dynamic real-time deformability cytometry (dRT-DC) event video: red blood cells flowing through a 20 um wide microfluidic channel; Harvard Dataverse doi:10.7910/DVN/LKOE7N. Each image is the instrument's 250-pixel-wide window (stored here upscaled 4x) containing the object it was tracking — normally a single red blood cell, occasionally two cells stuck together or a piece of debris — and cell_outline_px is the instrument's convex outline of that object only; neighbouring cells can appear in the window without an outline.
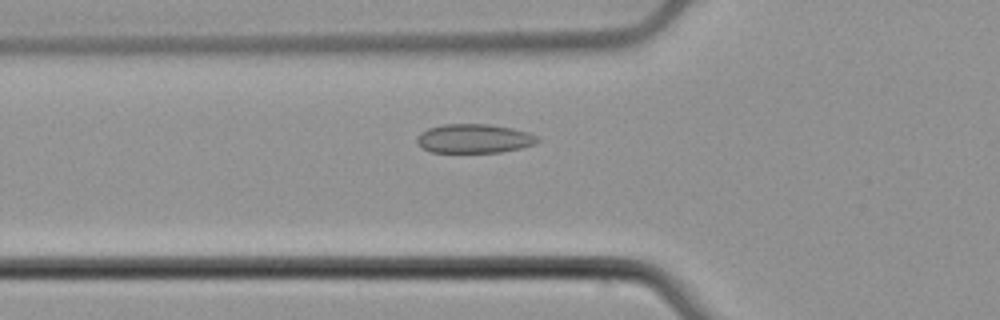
{"species": "common noctule bat (a hibernating species)", "species_latin": "Nyctalus noctula", "temperature_condition": "cold", "stored_images_in_passage": 37, "camera_frame_rate_fps": 3000, "um_per_image_px": 0.085, "animal": {"sex": "male", "body_mass_g": 21.5, "forearm_length_mm": 52.0}, "frame": {"image": 1, "passage_image": 3, "time_ms": 0.667, "image_size_px": [1000, 320], "cell_outline_px": [[540, 140], [536, 144], [520, 148], [500, 152], [432, 152], [424, 148], [416, 140], [420, 132], [428, 128], [444, 124], [492, 124], [512, 128], [528, 132], [536, 136]], "centroid_in_image_um": [40.32, 11.77], "position_along_channel_um": 85.5, "area_um2": 20.35}}
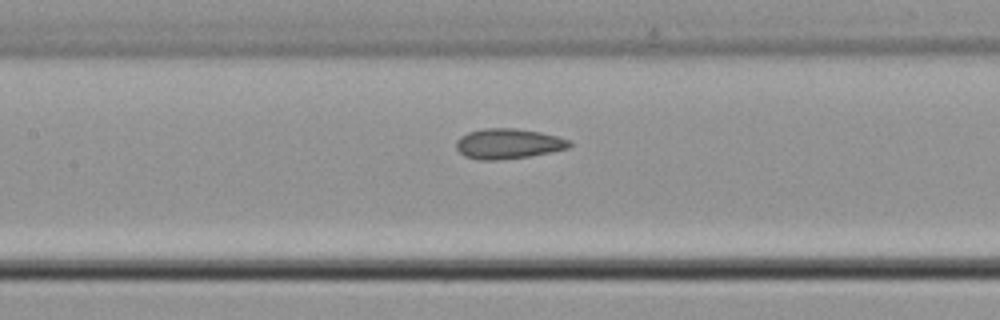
{"frame": {"image": 2, "passage_image": 9, "time_ms": 2.667, "image_size_px": [1000, 320], "cell_outline_px": [[572, 144], [568, 148], [552, 152], [532, 156], [496, 160], [480, 160], [464, 156], [456, 148], [456, 140], [460, 136], [468, 132], [484, 128], [516, 128], [540, 132], [572, 140]], "centroid_in_image_um": [43.2, 12.21], "position_along_channel_um": 164.2, "area_um2": 20.11}}
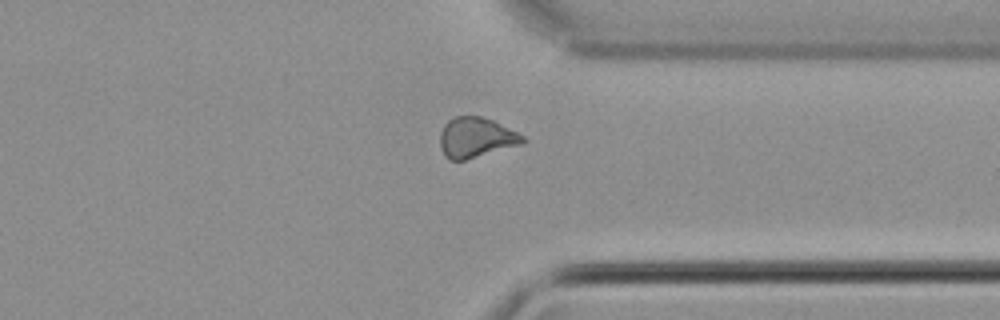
{"frame": {"image": 3, "passage_image": 25, "time_ms": 8.0, "image_size_px": [1000, 320], "cell_outline_px": [[528, 140], [524, 144], [464, 160], [448, 160], [444, 156], [440, 148], [440, 132], [444, 124], [448, 120], [456, 116], [480, 116], [492, 120], [524, 136]], "centroid_in_image_um": [40.45, 11.7], "position_along_channel_um": 370.9, "area_um2": 19.48}}